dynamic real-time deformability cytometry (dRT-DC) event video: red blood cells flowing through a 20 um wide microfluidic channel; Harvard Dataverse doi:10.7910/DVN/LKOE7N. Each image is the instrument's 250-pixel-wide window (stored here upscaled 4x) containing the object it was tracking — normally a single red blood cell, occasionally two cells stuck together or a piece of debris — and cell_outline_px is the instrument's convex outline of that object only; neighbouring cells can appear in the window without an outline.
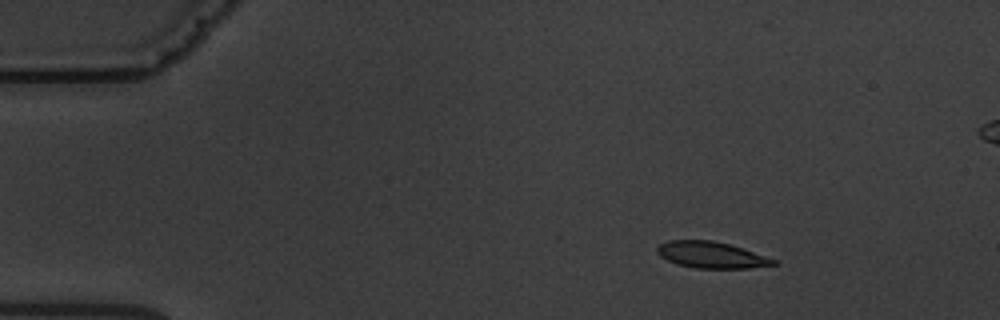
{"species": "common noctule bat (a hibernating species)", "species_latin": "Nyctalus noctula", "temperature_condition": "warm", "stored_images_in_passage": 6, "camera_frame_rate_fps": 3000, "um_per_image_px": 0.085, "animal": {"sex": "male", "body_mass_g": 19.5, "forearm_length_mm": 54.6}, "frame": {"image": 1, "passage_image": 2, "time_ms": 2.0, "image_size_px": [1000, 320], "cell_outline_px": [[780, 264], [748, 268], [696, 268], [680, 264], [668, 260], [660, 256], [656, 252], [656, 248], [660, 244], [668, 240], [712, 240], [728, 244], [776, 260]], "centroid_in_image_um": [60.43, 21.66], "position_along_channel_um": 24.6, "area_um2": 17.57}}
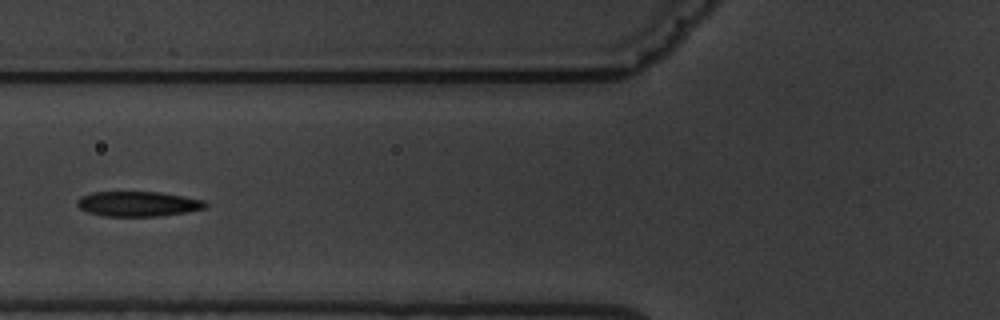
{"frame": {"image": 2, "passage_image": 6, "time_ms": 6.667, "image_size_px": [1000, 320], "cell_outline_px": [[208, 208], [188, 212], [156, 216], [104, 216], [88, 212], [80, 208], [76, 204], [76, 200], [80, 196], [92, 192], [160, 192], [184, 196], [204, 200], [208, 204]], "centroid_in_image_um": [11.75, 17.32], "position_along_channel_um": 114.1, "area_um2": 18.84}}